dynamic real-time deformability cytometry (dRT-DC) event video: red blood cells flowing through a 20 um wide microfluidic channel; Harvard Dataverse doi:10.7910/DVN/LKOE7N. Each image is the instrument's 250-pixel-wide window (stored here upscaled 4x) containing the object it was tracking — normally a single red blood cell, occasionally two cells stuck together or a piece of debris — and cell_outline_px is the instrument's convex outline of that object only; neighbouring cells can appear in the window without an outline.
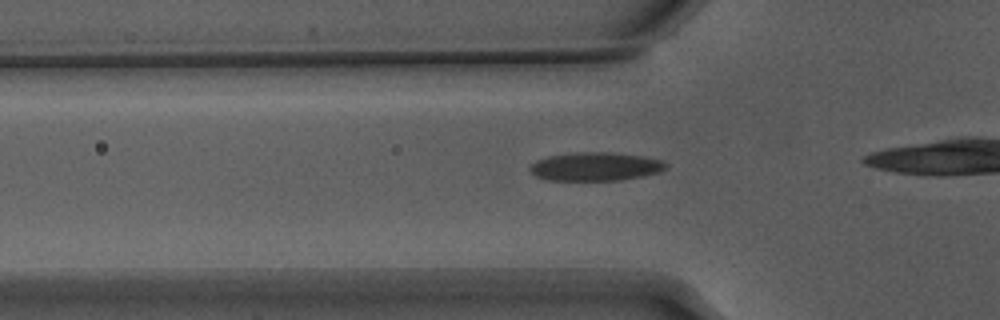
{"species": "Egyptian fruit bat (a non-hibernating species)", "species_latin": "Rousettus aegyptiacus", "temperature_condition": "warm", "stored_images_in_passage": 37, "camera_frame_rate_fps": 3000, "um_per_image_px": 0.085, "animal": {"sex": "male"}, "frame": {"image": 1, "passage_image": 12, "time_ms": 3.667, "image_size_px": [1000, 320], "cell_outline_px": [[668, 168], [660, 172], [620, 180], [548, 180], [536, 176], [528, 168], [536, 160], [548, 156], [576, 152], [612, 152], [644, 156], [664, 160], [668, 164]], "centroid_in_image_um": [50.65, 14.14], "position_along_channel_um": 75.1, "area_um2": 22.72}}
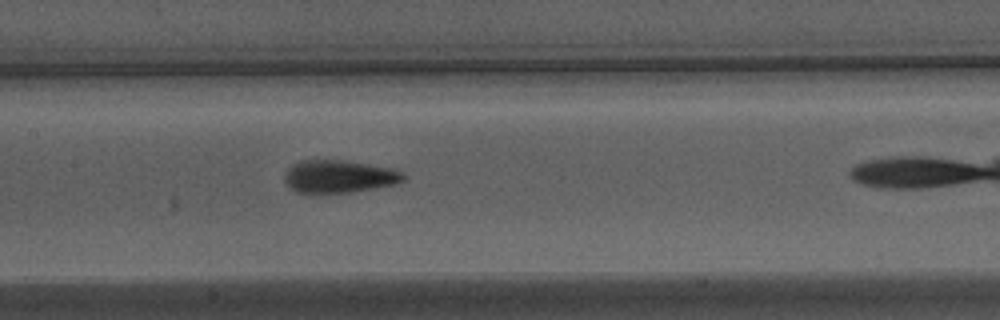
{"frame": {"image": 2, "passage_image": 20, "time_ms": 6.333, "image_size_px": [1000, 320], "cell_outline_px": [[408, 176], [404, 180], [392, 184], [352, 192], [324, 196], [320, 196], [296, 192], [284, 180], [284, 176], [288, 168], [292, 164], [300, 160], [340, 160], [368, 164], [392, 168], [404, 172]], "centroid_in_image_um": [28.78, 15.03], "position_along_channel_um": 178.6, "area_um2": 23.24}}
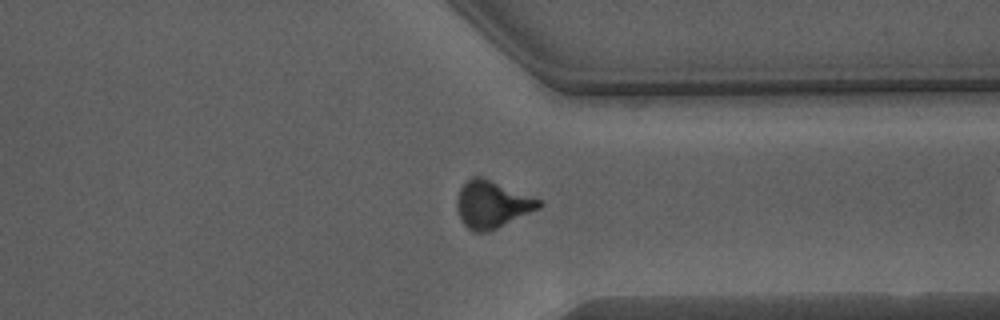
{"frame": {"image": 3, "passage_image": 35, "time_ms": 11.333, "image_size_px": [1000, 320], "cell_outline_px": [[544, 204], [540, 208], [488, 232], [472, 232], [460, 220], [456, 208], [456, 196], [460, 188], [472, 176], [480, 176], [544, 200]], "centroid_in_image_um": [41.83, 17.37], "position_along_channel_um": 369.6, "area_um2": 22.77}}